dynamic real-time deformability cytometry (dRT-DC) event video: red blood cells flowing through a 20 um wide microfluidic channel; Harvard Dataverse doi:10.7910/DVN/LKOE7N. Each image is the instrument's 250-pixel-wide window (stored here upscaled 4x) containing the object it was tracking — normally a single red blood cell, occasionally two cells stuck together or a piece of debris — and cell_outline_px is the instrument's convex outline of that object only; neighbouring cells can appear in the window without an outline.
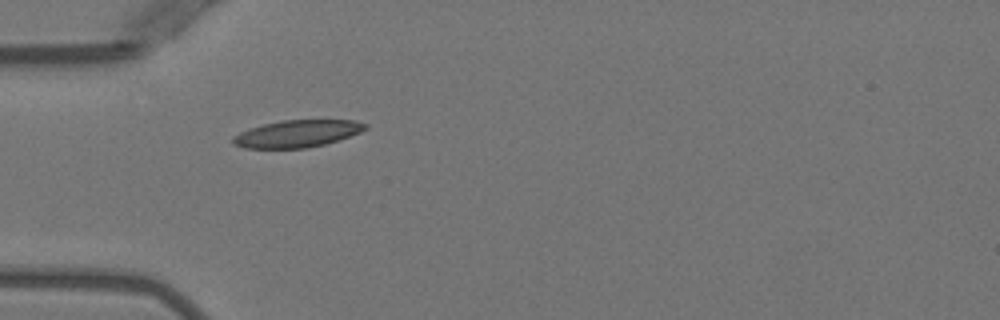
{"species": "Egyptian fruit bat (a non-hibernating species)", "species_latin": "Rousettus aegyptiacus", "temperature_condition": "warm", "stored_images_in_passage": 2, "camera_frame_rate_fps": 3000, "um_per_image_px": 0.085, "animal": {"sex": "female"}, "frame": {"image": 1, "passage_image": 1, "time_ms": 0.0, "image_size_px": [1000, 320], "cell_outline_px": [[368, 128], [360, 132], [324, 144], [304, 148], [244, 148], [232, 144], [232, 136], [248, 128], [264, 124], [284, 120], [356, 120], [368, 124]], "centroid_in_image_um": [25.23, 11.35], "position_along_channel_um": 59.8, "area_um2": 20.87}}
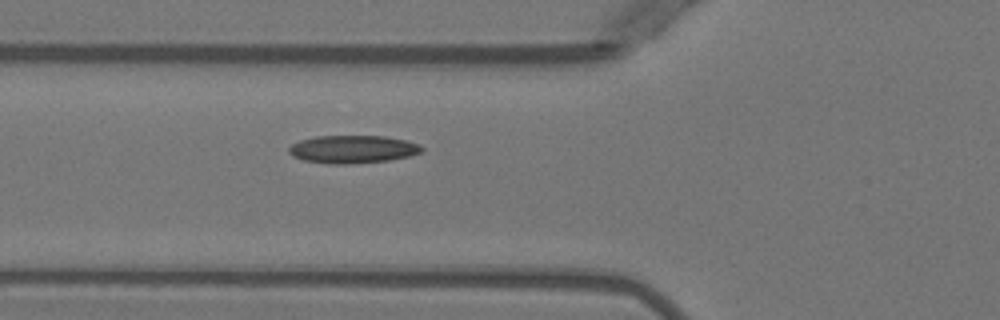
{"frame": {"image": 2, "passage_image": 2, "time_ms": 1.0, "image_size_px": [1000, 320], "cell_outline_px": [[424, 148], [420, 152], [408, 156], [388, 160], [344, 164], [332, 164], [304, 160], [292, 156], [288, 152], [288, 148], [292, 144], [300, 140], [316, 136], [384, 136], [404, 140], [420, 144]], "centroid_in_image_um": [29.95, 12.68], "position_along_channel_um": 95.8, "area_um2": 21.39}}